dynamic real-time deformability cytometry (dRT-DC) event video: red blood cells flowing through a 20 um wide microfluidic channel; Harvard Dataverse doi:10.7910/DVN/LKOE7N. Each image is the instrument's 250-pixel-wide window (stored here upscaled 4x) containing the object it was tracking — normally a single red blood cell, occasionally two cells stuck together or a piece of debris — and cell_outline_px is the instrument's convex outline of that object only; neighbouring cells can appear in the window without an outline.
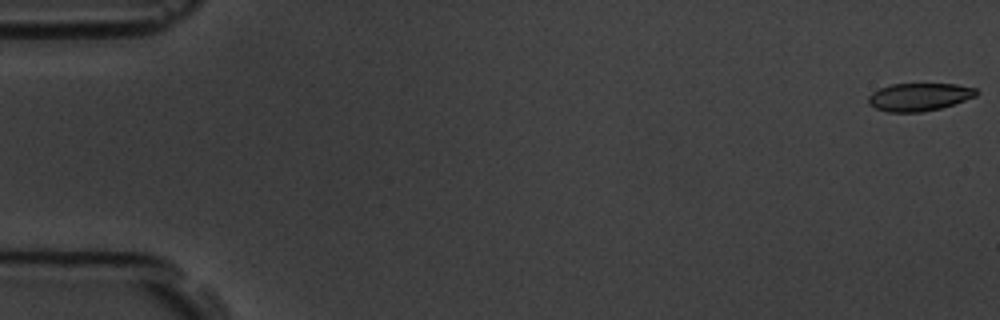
{"species": "common noctule bat (a hibernating species)", "species_latin": "Nyctalus noctula", "temperature_condition": "room temperature", "stored_images_in_passage": 56, "camera_frame_rate_fps": 3000, "um_per_image_px": 0.085, "animal": {"sex": "male", "body_mass_g": 19.5, "forearm_length_mm": 54.6}, "frame": {"image": 1, "passage_image": 1, "time_ms": 0.0, "image_size_px": [1000, 320], "cell_outline_px": [[980, 92], [976, 96], [940, 108], [920, 112], [888, 112], [876, 108], [868, 104], [868, 96], [872, 92], [880, 88], [892, 84], [956, 84], [976, 88]], "centroid_in_image_um": [78.12, 8.23], "position_along_channel_um": 6.9, "area_um2": 17.46}}
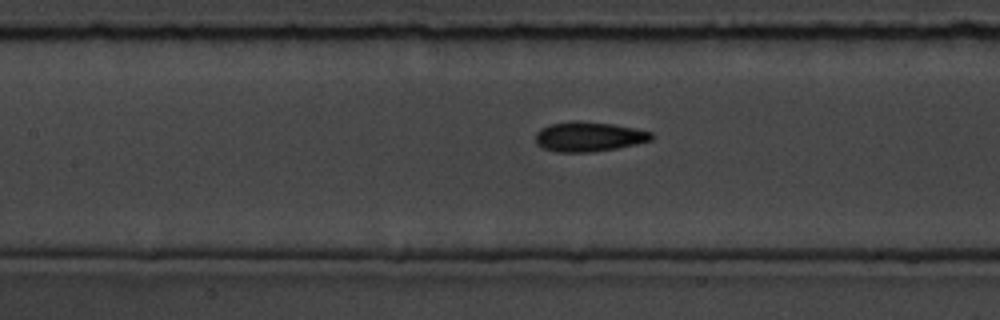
{"frame": {"image": 2, "passage_image": 26, "time_ms": 8.333, "image_size_px": [1000, 320], "cell_outline_px": [[652, 140], [636, 144], [616, 148], [592, 152], [556, 152], [544, 148], [536, 144], [536, 132], [540, 128], [552, 124], [576, 120], [612, 124], [636, 128], [652, 132]], "centroid_in_image_um": [50.04, 11.61], "position_along_channel_um": 157.4, "area_um2": 20.06}}
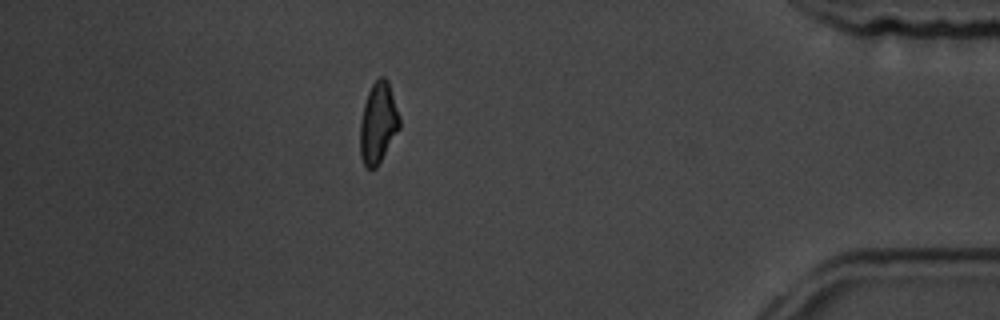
{"frame": {"image": 3, "passage_image": 50, "time_ms": 16.333, "image_size_px": [1000, 320], "cell_outline_px": [[400, 128], [376, 168], [368, 168], [364, 164], [360, 156], [360, 124], [364, 104], [368, 92], [372, 84], [380, 76], [384, 76], [388, 80], [400, 116]], "centroid_in_image_um": [32.15, 10.44], "position_along_channel_um": 403.1, "area_um2": 18.55}}